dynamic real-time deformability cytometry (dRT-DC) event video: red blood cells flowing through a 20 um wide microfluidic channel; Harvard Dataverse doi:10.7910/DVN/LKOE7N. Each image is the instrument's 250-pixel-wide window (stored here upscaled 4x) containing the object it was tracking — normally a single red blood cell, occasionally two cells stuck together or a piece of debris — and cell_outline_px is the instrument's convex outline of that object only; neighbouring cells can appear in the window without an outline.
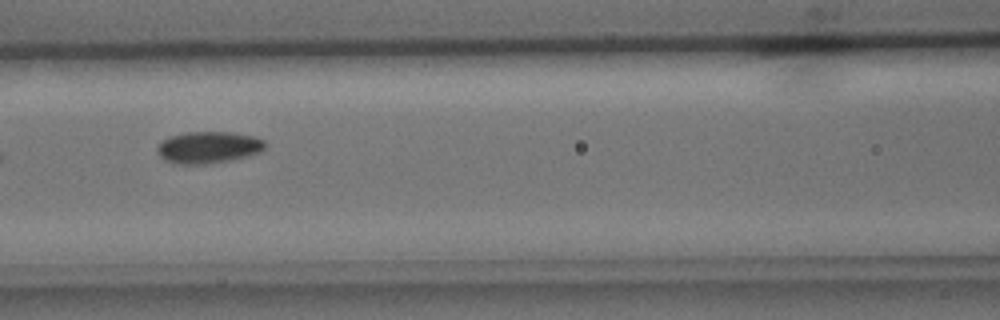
{"species": "common noctule bat (a hibernating species)", "species_latin": "Nyctalus noctula", "temperature_condition": "cold", "stored_images_in_passage": 10, "camera_frame_rate_fps": 3000, "um_per_image_px": 0.085, "animal": {"sex": "male", "body_mass_g": 15.6}, "frame": {"image": 1, "passage_image": 6, "time_ms": 1.667, "image_size_px": [1000, 320], "cell_outline_px": [[264, 148], [260, 152], [228, 160], [204, 164], [180, 164], [164, 160], [160, 156], [156, 148], [168, 136], [188, 132], [232, 132], [252, 136], [264, 140]], "centroid_in_image_um": [17.68, 12.51], "position_along_channel_um": 148.9, "area_um2": 19.65}}
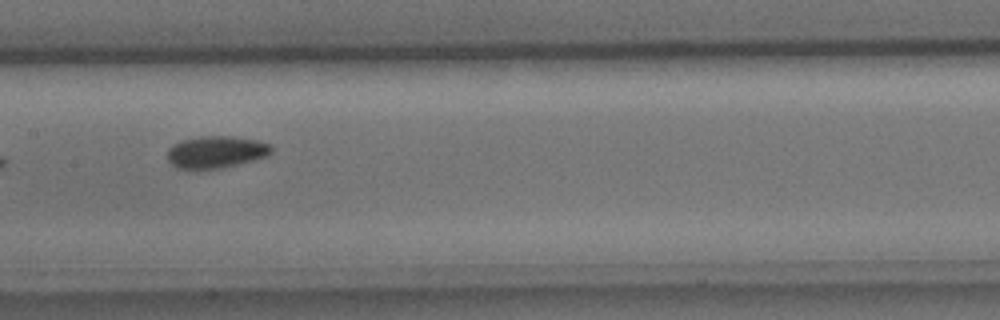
{"frame": {"image": 2, "passage_image": 7, "time_ms": 2.0, "image_size_px": [1000, 320], "cell_outline_px": [[272, 152], [268, 156], [220, 168], [176, 168], [168, 160], [168, 148], [172, 144], [180, 140], [200, 136], [232, 136], [256, 140], [268, 144], [272, 148]], "centroid_in_image_um": [18.34, 12.9], "position_along_channel_um": 189.1, "area_um2": 19.25}}
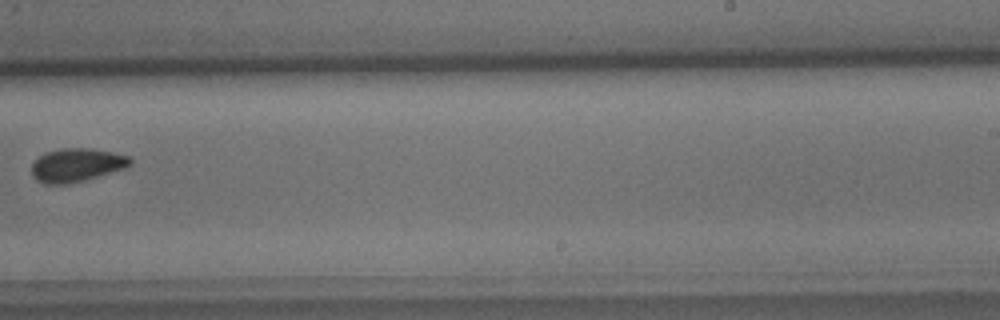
{"frame": {"image": 3, "passage_image": 9, "time_ms": 2.667, "image_size_px": [1000, 320], "cell_outline_px": [[132, 164], [124, 168], [84, 180], [68, 184], [44, 184], [36, 180], [32, 176], [32, 164], [44, 152], [64, 148], [88, 148], [112, 152], [128, 156], [132, 160]], "centroid_in_image_um": [6.48, 14.03], "position_along_channel_um": 282.5, "area_um2": 19.07}}